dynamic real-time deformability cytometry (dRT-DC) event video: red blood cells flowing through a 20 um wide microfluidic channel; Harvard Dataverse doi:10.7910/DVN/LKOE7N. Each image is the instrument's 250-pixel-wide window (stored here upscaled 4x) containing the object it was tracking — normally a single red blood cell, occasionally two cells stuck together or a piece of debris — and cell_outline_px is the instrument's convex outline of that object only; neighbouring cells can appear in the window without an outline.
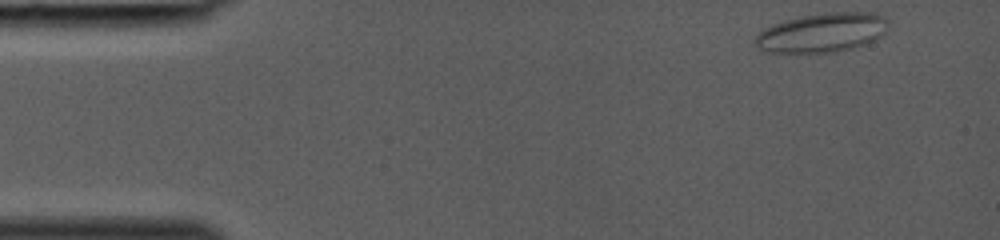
{"species": "common noctule bat (a hibernating species)", "species_latin": "Nyctalus noctula", "temperature_condition": "room temperature", "stored_images_in_passage": 34, "camera_frame_rate_fps": 3000, "um_per_image_px": 0.085, "animal": {"sex": "female", "body_mass_g": 19.0, "forearm_length_mm": 53.3}, "frame": {"image": 1, "passage_image": 1, "time_ms": 0.0, "image_size_px": [1000, 240], "cell_outline_px": [[888, 24], [884, 32], [880, 36], [864, 44], [852, 48], [836, 52], [768, 52], [760, 48], [752, 40], [764, 28], [772, 24], [784, 20], [804, 16], [836, 12], [868, 12], [880, 16], [888, 20]], "centroid_in_image_um": [69.84, 2.78], "position_along_channel_um": 15.2, "area_um2": 29.94}}
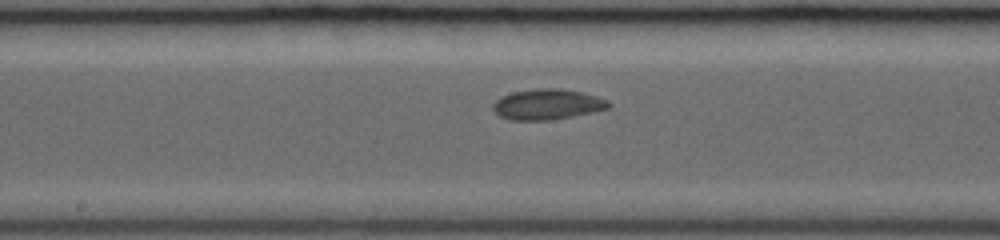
{"frame": {"image": 2, "passage_image": 19, "time_ms": 6.0, "image_size_px": [1000, 240], "cell_outline_px": [[612, 104], [608, 108], [592, 112], [552, 120], [512, 120], [500, 116], [492, 108], [492, 104], [496, 100], [512, 92], [540, 88], [560, 88], [584, 92], [608, 100]], "centroid_in_image_um": [46.55, 8.86], "position_along_channel_um": 201.7, "area_um2": 20.52}}
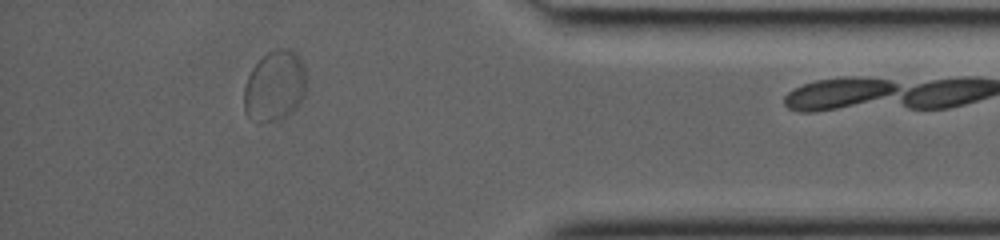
{"frame": {"image": 3, "passage_image": 33, "time_ms": 10.667, "image_size_px": [1000, 240], "cell_outline_px": [[308, 88], [304, 96], [296, 108], [288, 116], [280, 120], [260, 124], [248, 116], [244, 112], [244, 88], [248, 76], [252, 68], [268, 52], [276, 48], [284, 48], [292, 52], [304, 64]], "centroid_in_image_um": [23.37, 7.36], "position_along_channel_um": 411.8, "area_um2": 26.01}}